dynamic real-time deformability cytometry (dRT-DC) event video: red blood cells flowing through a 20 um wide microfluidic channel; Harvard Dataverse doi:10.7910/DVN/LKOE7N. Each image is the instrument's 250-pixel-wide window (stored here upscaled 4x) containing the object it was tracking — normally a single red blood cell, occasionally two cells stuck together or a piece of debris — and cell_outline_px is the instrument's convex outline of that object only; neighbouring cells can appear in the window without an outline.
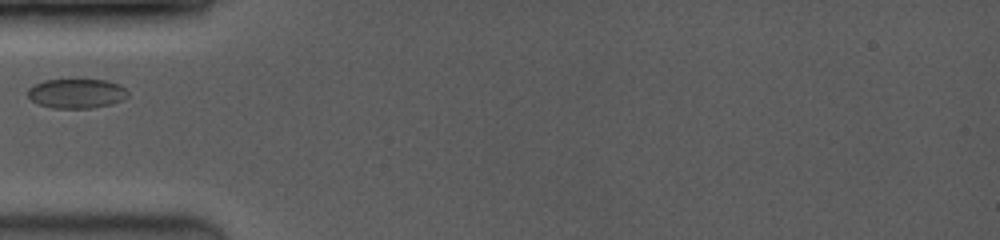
{"species": "common noctule bat (a hibernating species)", "species_latin": "Nyctalus noctula", "temperature_condition": "room temperature", "stored_images_in_passage": 13, "camera_frame_rate_fps": 3500, "um_per_image_px": 0.085, "animal": {"sex": "female", "body_mass_g": 19.0, "forearm_length_mm": 53.3}, "frame": {"image": 1, "passage_image": 1, "time_ms": 0.0, "image_size_px": [1000, 240], "cell_outline_px": [[128, 96], [112, 104], [92, 108], [52, 108], [36, 104], [28, 96], [28, 88], [44, 80], [76, 76], [80, 76], [108, 80], [120, 84], [128, 92]], "centroid_in_image_um": [6.51, 7.88], "position_along_channel_um": 78.5, "area_um2": 18.21}}
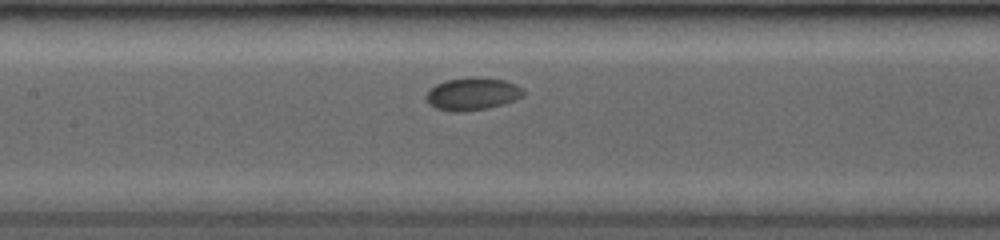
{"frame": {"image": 2, "passage_image": 8, "time_ms": 2.286, "image_size_px": [1000, 240], "cell_outline_px": [[524, 96], [516, 100], [504, 104], [488, 108], [460, 112], [452, 112], [436, 108], [428, 104], [424, 96], [436, 84], [444, 80], [468, 76], [476, 76], [504, 80], [516, 84], [524, 88]], "centroid_in_image_um": [40.16, 7.97], "position_along_channel_um": 167.2, "area_um2": 18.9}}
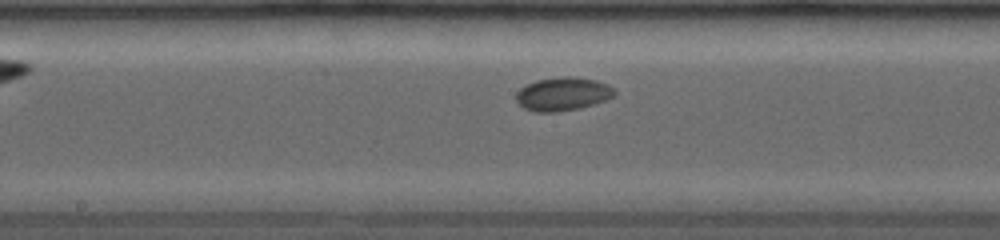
{"frame": {"image": 3, "passage_image": 11, "time_ms": 3.143, "image_size_px": [1000, 240], "cell_outline_px": [[616, 96], [580, 108], [556, 112], [532, 112], [524, 108], [516, 100], [516, 92], [520, 88], [536, 80], [564, 76], [572, 76], [596, 80], [608, 84], [616, 92]], "centroid_in_image_um": [47.83, 7.99], "position_along_channel_um": 200.4, "area_um2": 19.19}}